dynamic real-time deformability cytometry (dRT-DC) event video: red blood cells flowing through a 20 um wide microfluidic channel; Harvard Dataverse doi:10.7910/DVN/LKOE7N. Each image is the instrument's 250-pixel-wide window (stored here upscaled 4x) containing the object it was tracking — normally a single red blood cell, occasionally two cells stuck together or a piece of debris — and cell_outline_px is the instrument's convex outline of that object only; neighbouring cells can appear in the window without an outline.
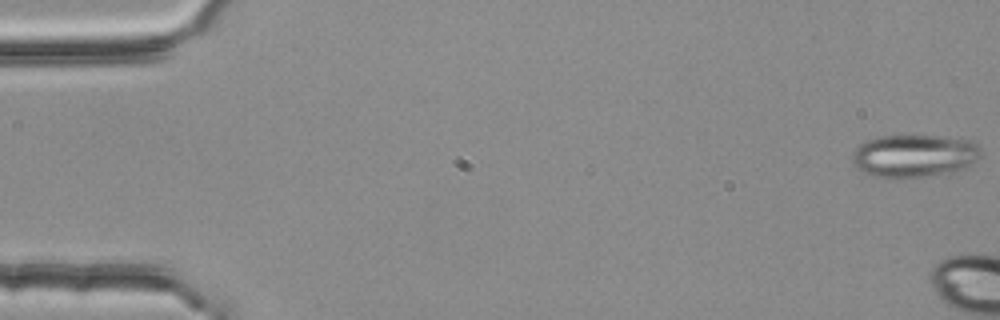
{"species": "common noctule bat (a hibernating species)", "species_latin": "Nyctalus noctula", "temperature_condition": "room temperature", "stored_images_in_passage": 5, "camera_frame_rate_fps": 3000, "um_per_image_px": 0.085, "animal": {"sex": "female", "body_mass_g": 25.1}, "frame": {"image": 1, "passage_image": 5, "time_ms": 1.333, "image_size_px": [1000, 320], "cell_outline_px": [[980, 160], [968, 168], [952, 172], [904, 180], [896, 180], [872, 176], [864, 172], [852, 160], [852, 152], [860, 144], [876, 136], [948, 136], [972, 140], [980, 148]], "centroid_in_image_um": [77.76, 13.27], "position_along_channel_um": 7.2, "area_um2": 32.89}}